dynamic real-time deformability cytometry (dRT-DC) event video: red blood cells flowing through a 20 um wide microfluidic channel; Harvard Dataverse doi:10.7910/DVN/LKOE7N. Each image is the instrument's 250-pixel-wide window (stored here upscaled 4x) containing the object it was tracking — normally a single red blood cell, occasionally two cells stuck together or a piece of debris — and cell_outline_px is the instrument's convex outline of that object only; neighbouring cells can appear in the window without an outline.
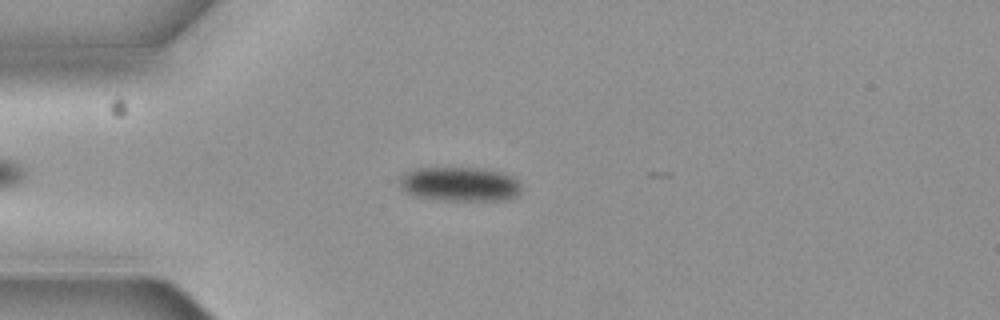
{"species": "common noctule bat (a hibernating species)", "species_latin": "Nyctalus noctula", "temperature_condition": "cold", "stored_images_in_passage": 6, "camera_frame_rate_fps": 3000, "um_per_image_px": 0.085, "animal": {"sex": "female", "body_mass_g": 19.3, "forearm_length_mm": 54.1}, "frame": {"image": 1, "passage_image": 2, "time_ms": 0.333, "image_size_px": [1000, 320], "cell_outline_px": [[520, 192], [516, 196], [496, 200], [444, 200], [412, 196], [404, 192], [400, 188], [400, 176], [404, 172], [412, 168], [480, 168], [500, 172], [512, 176], [520, 184]], "centroid_in_image_um": [39.0, 15.64], "position_along_channel_um": 46.0, "area_um2": 24.39}}
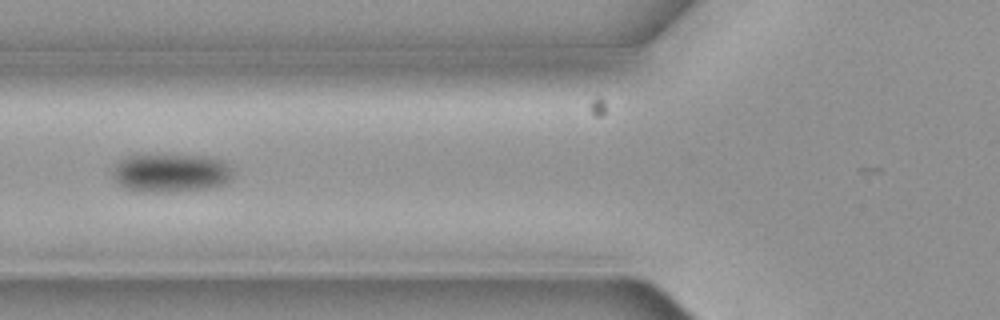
{"frame": {"image": 2, "passage_image": 4, "time_ms": 1.0, "image_size_px": [1000, 320], "cell_outline_px": [[232, 180], [224, 184], [208, 188], [168, 192], [140, 192], [124, 188], [116, 180], [112, 172], [116, 164], [120, 160], [128, 156], [208, 156], [224, 160], [232, 168]], "centroid_in_image_um": [14.57, 14.72], "position_along_channel_um": 111.2, "area_um2": 26.88}}
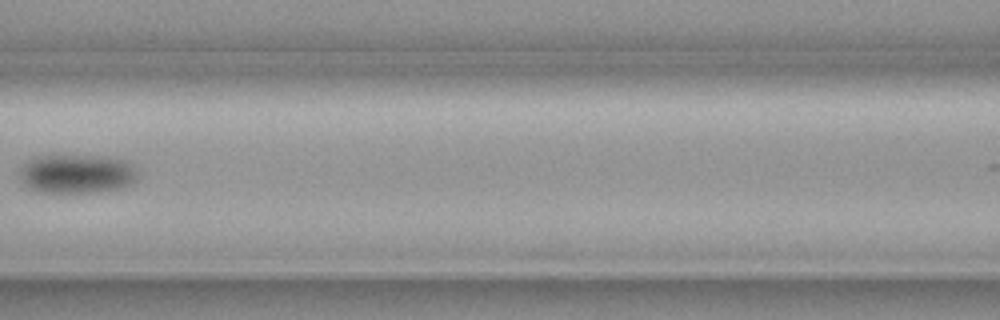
{"frame": {"image": 3, "passage_image": 5, "time_ms": 1.333, "image_size_px": [1000, 320], "cell_outline_px": [[136, 180], [120, 188], [96, 192], [40, 192], [24, 184], [20, 172], [20, 168], [24, 164], [36, 156], [108, 156], [128, 160], [136, 172]], "centroid_in_image_um": [6.55, 14.76], "position_along_channel_um": 160.0, "area_um2": 26.53}}